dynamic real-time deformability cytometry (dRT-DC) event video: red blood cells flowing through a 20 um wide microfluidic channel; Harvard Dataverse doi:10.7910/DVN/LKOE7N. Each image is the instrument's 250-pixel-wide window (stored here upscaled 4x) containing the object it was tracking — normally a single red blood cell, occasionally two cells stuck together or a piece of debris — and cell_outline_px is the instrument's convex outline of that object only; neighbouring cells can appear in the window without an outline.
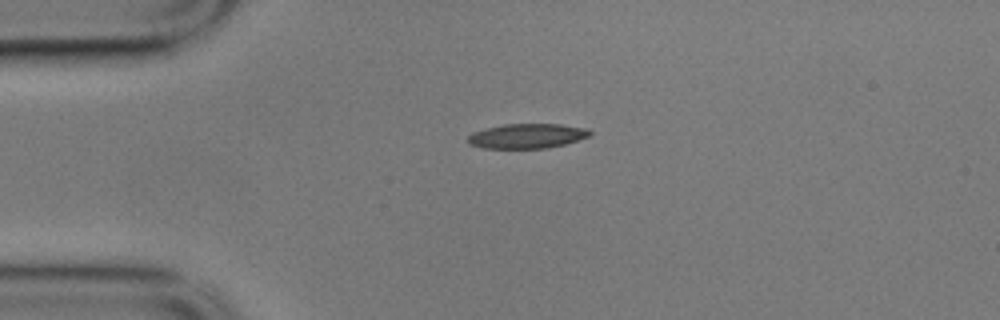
{"species": "common noctule bat (a hibernating species)", "species_latin": "Nyctalus noctula", "temperature_condition": "cold", "stored_images_in_passage": 44, "camera_frame_rate_fps": 3000, "um_per_image_px": 0.085, "animal": {"sex": "male", "body_mass_g": 17.9}, "frame": {"image": 1, "passage_image": 1, "time_ms": 0.0, "image_size_px": [1000, 320], "cell_outline_px": [[592, 136], [564, 144], [548, 148], [484, 148], [468, 144], [468, 136], [472, 132], [504, 124], [560, 124], [588, 128], [592, 132]], "centroid_in_image_um": [44.84, 11.56], "position_along_channel_um": 40.2, "area_um2": 17.63}}
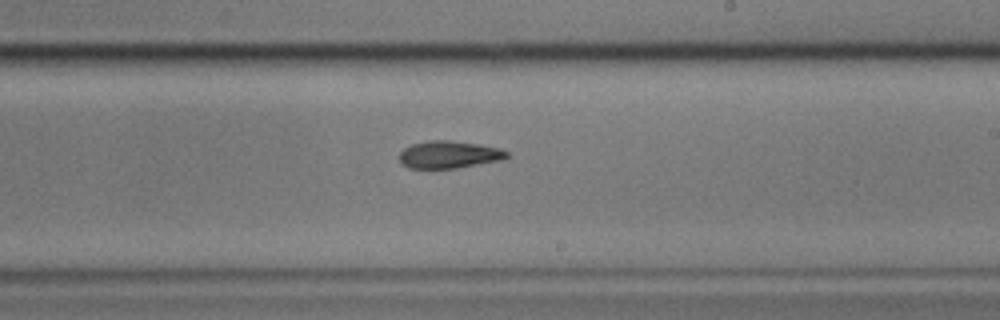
{"frame": {"image": 2, "passage_image": 21, "time_ms": 6.667, "image_size_px": [1000, 320], "cell_outline_px": [[508, 156], [504, 160], [456, 168], [408, 168], [400, 164], [400, 152], [404, 148], [412, 144], [428, 140], [448, 140], [480, 144], [500, 148], [508, 152]], "centroid_in_image_um": [38.17, 13.14], "position_along_channel_um": 250.8, "area_um2": 17.28}}
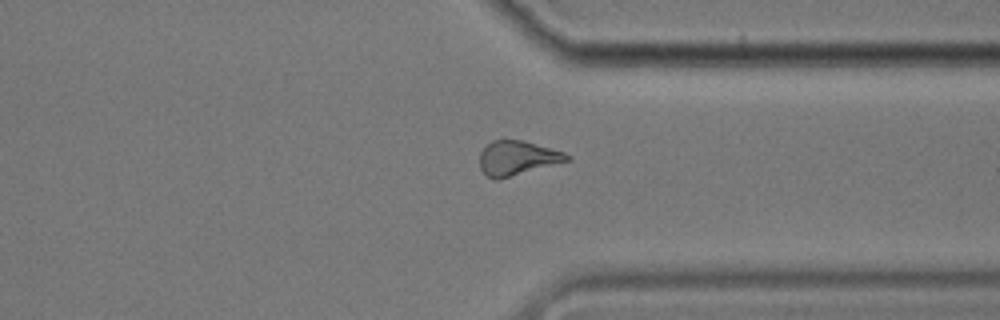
{"frame": {"image": 3, "passage_image": 31, "time_ms": 10.0, "image_size_px": [1000, 320], "cell_outline_px": [[572, 160], [496, 180], [488, 176], [480, 168], [480, 152], [492, 140], [524, 140], [564, 152], [572, 156]], "centroid_in_image_um": [44.01, 13.42], "position_along_channel_um": 367.4, "area_um2": 17.46}, "authors_computed_cell_mechanics": {"area_um2": 17.8891, "velocity_mm_per_s": 3.5226, "shape_relaxation_time_tau1_ms": 5.7315, "shape_relaxation_time_tau2_ms": null, "deformation_change_tau1": 0.1425, "deformation_change_tau2": null}}